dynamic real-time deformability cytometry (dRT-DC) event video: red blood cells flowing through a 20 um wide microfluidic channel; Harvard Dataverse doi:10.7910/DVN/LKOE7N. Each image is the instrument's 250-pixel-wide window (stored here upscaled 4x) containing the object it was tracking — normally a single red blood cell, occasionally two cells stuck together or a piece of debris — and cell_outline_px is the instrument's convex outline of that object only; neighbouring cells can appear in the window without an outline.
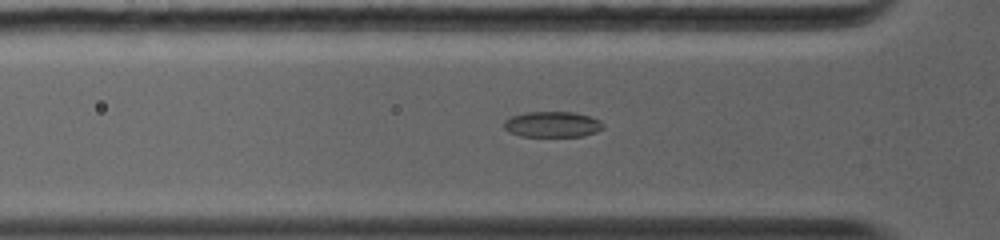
{"species": "common noctule bat (a hibernating species)", "species_latin": "Nyctalus noctula", "temperature_condition": "warm", "stored_images_in_passage": 36, "camera_frame_rate_fps": 5000, "um_per_image_px": 0.085, "animal": {"sex": "female", "body_mass_g": 19.0, "forearm_length_mm": 56.7}, "frame": {"image": 1, "passage_image": 9, "time_ms": 3.2, "image_size_px": [1000, 240], "cell_outline_px": [[604, 128], [596, 132], [580, 136], [520, 136], [508, 132], [504, 128], [504, 120], [512, 116], [524, 112], [576, 112], [600, 120], [604, 124]], "centroid_in_image_um": [46.94, 10.57], "position_along_channel_um": 78.9, "area_um2": 14.91}}
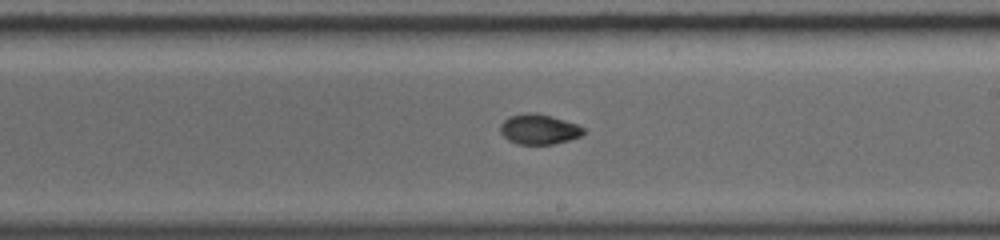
{"frame": {"image": 2, "passage_image": 17, "time_ms": 7.0, "image_size_px": [1000, 240], "cell_outline_px": [[584, 132], [580, 136], [568, 140], [552, 144], [516, 144], [508, 140], [500, 132], [500, 124], [508, 116], [524, 112], [536, 112], [564, 120], [576, 124], [584, 128]], "centroid_in_image_um": [45.76, 10.97], "position_along_channel_um": 243.2, "area_um2": 14.62}}
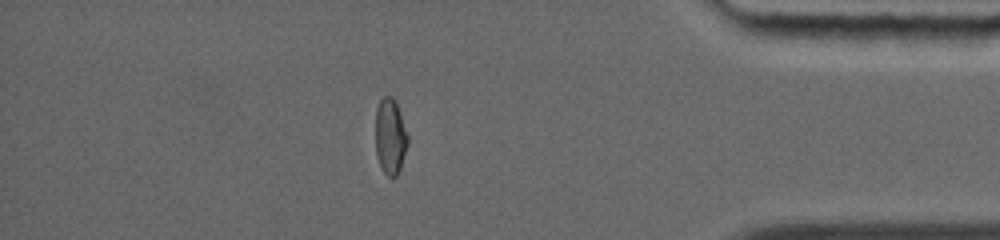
{"frame": {"image": 3, "passage_image": 28, "time_ms": 11.4, "image_size_px": [1000, 240], "cell_outline_px": [[408, 144], [400, 168], [396, 176], [392, 180], [380, 168], [376, 152], [376, 108], [380, 100], [384, 96], [392, 96], [396, 100], [408, 136]], "centroid_in_image_um": [33.17, 11.6], "position_along_channel_um": 402.0, "area_um2": 14.39}, "authors_computed_cell_mechanics": {"area_um2": 15.028, "velocity_mm_per_s": 4.3261, "shape_relaxation_time_tau1_ms": 8.1666, "shape_relaxation_time_tau2_ms": 1.1602, "deformation_change_tau1": 0.261, "deformation_change_tau2": 0.0344}}